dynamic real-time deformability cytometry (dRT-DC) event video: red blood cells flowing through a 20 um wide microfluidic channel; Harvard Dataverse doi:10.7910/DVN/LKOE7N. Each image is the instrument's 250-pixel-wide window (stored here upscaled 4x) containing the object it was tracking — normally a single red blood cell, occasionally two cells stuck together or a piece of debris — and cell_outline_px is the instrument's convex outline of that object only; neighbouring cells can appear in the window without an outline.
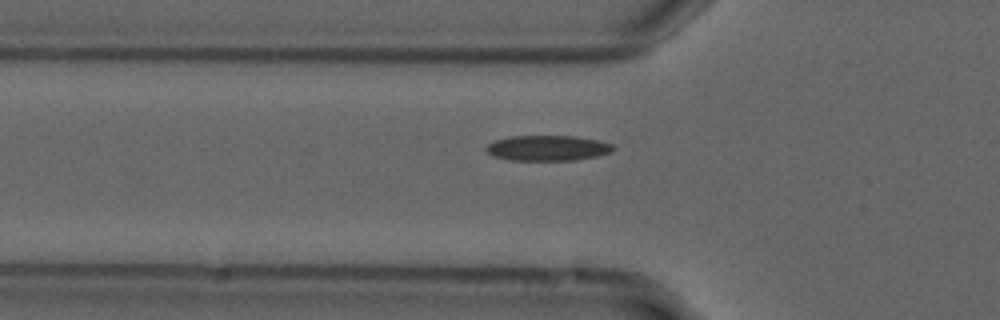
{"species": "common noctule bat (a hibernating species)", "species_latin": "Nyctalus noctula", "temperature_condition": "cold", "stored_images_in_passage": 40, "camera_frame_rate_fps": 3000, "um_per_image_px": 0.085, "animal": {"sex": "male", "forearm_length_mm": 52.5}, "frame": {"image": 1, "passage_image": 9, "time_ms": 2.667, "image_size_px": [1000, 320], "cell_outline_px": [[616, 148], [612, 152], [596, 156], [576, 160], [508, 160], [492, 156], [484, 148], [488, 144], [496, 140], [512, 136], [576, 136], [600, 140], [612, 144]], "centroid_in_image_um": [46.57, 12.58], "position_along_channel_um": 79.2, "area_um2": 18.9}}
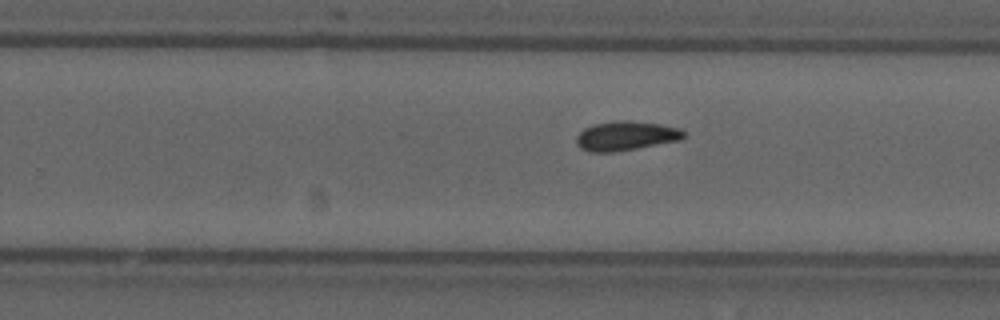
{"frame": {"image": 2, "passage_image": 25, "time_ms": 8.0, "image_size_px": [1000, 320], "cell_outline_px": [[684, 136], [680, 140], [636, 148], [612, 152], [588, 152], [580, 148], [576, 144], [576, 136], [584, 128], [592, 124], [620, 120], [628, 120], [660, 124], [680, 128], [684, 132]], "centroid_in_image_um": [53.16, 11.54], "position_along_channel_um": 276.6, "area_um2": 18.32}}
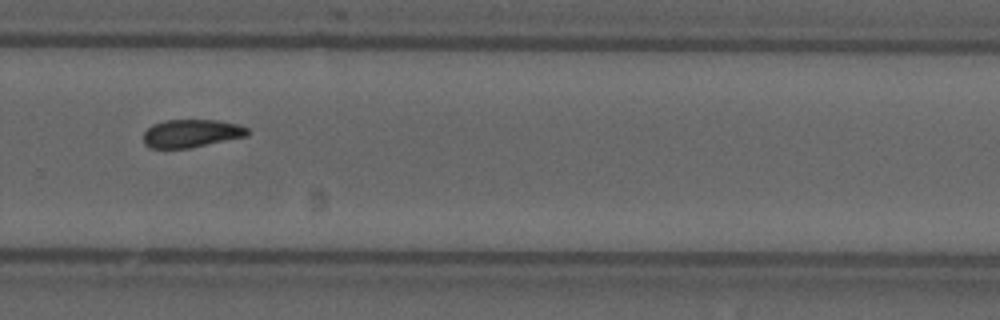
{"frame": {"image": 3, "passage_image": 28, "time_ms": 9.0, "image_size_px": [1000, 320], "cell_outline_px": [[252, 132], [248, 136], [188, 148], [148, 148], [144, 144], [144, 132], [152, 124], [164, 120], [216, 120], [236, 124], [248, 128]], "centroid_in_image_um": [16.27, 11.34], "position_along_channel_um": 313.5, "area_um2": 17.05}}